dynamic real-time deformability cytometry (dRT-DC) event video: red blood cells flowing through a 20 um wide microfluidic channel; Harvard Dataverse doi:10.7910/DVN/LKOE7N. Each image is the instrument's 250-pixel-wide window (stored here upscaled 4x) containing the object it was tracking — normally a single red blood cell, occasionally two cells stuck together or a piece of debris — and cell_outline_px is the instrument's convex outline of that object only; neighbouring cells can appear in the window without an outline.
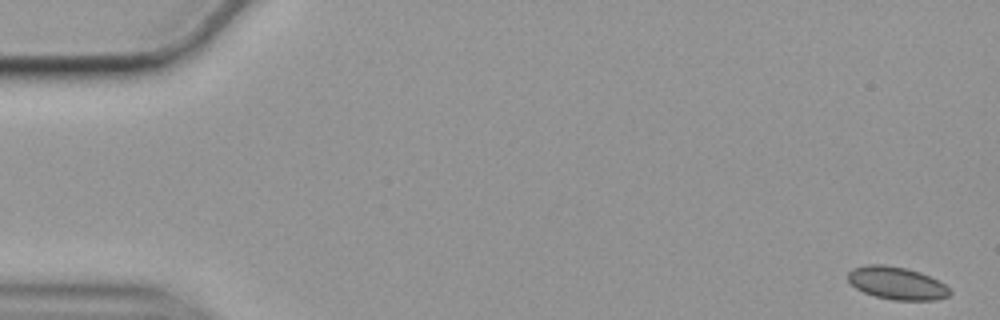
{"species": "common noctule bat (a hibernating species)", "species_latin": "Nyctalus noctula", "temperature_condition": "cold", "stored_images_in_passage": 57, "camera_frame_rate_fps": 3000, "um_per_image_px": 0.085, "animal": {"sex": "female", "body_mass_g": 19.9}, "frame": {"image": 1, "passage_image": 1, "time_ms": 0.0, "image_size_px": [1000, 320], "cell_outline_px": [[952, 292], [948, 296], [936, 300], [892, 300], [876, 296], [864, 292], [856, 288], [848, 280], [848, 272], [852, 268], [868, 264], [884, 264], [904, 268], [920, 272], [944, 284]], "centroid_in_image_um": [76.21, 24.07], "position_along_channel_um": 8.8, "area_um2": 19.25}}
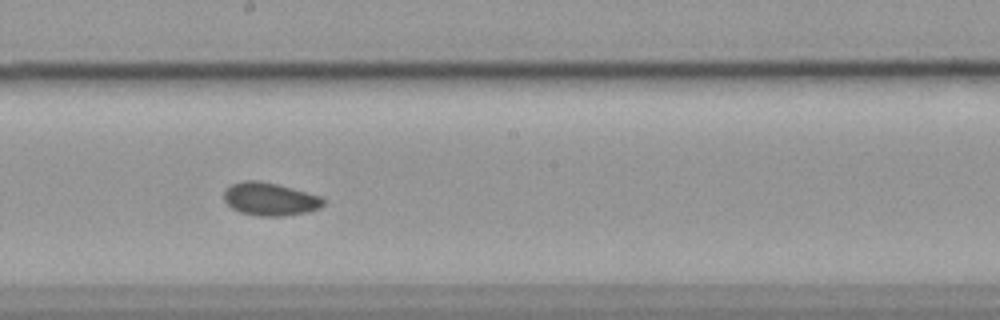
{"frame": {"image": 2, "passage_image": 31, "time_ms": 10.0, "image_size_px": [1000, 320], "cell_outline_px": [[324, 204], [320, 208], [308, 212], [284, 216], [260, 216], [240, 212], [232, 208], [224, 200], [224, 192], [232, 184], [244, 180], [256, 180], [276, 184], [292, 188], [320, 196], [324, 200]], "centroid_in_image_um": [22.95, 16.93], "position_along_channel_um": 225.2, "area_um2": 18.96}}
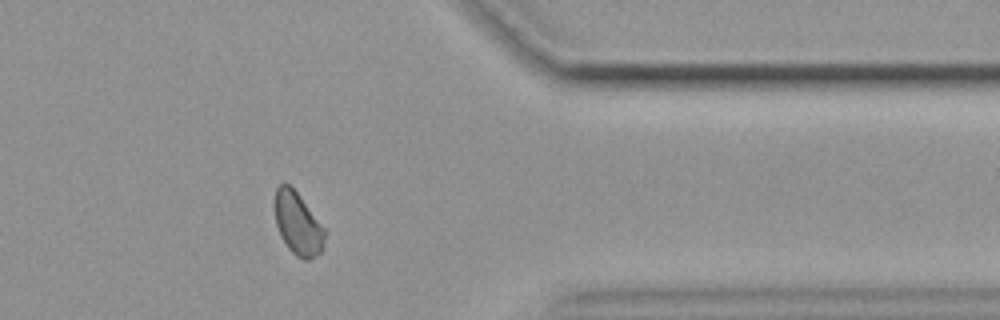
{"frame": {"image": 3, "passage_image": 46, "time_ms": 15.0, "image_size_px": [1000, 320], "cell_outline_px": [[328, 232], [324, 248], [320, 252], [308, 260], [304, 260], [296, 256], [288, 248], [280, 236], [276, 224], [276, 188], [280, 184], [288, 184], [296, 192]], "centroid_in_image_um": [25.36, 19.07], "position_along_channel_um": 386.0, "area_um2": 18.09}, "authors_computed_cell_mechanics": {"area_um2": 18.785, "velocity_mm_per_s": 3.5092, "shape_relaxation_time_tau1_ms": 2.9654, "shape_relaxation_time_tau2_ms": 2.5261, "deformation_change_tau1": 0.0472, "deformation_change_tau2": 0.0612}}